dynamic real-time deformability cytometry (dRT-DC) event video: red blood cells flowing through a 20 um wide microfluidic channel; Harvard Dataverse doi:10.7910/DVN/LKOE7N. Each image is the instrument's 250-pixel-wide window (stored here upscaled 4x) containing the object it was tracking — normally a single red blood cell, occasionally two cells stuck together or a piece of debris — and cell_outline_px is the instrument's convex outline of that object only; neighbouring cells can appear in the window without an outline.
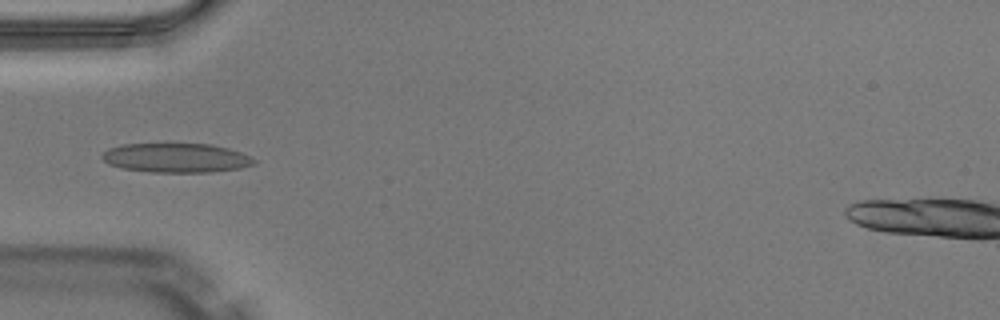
{"species": "Egyptian fruit bat (a non-hibernating species)", "species_latin": "Rousettus aegyptiacus", "temperature_condition": "warm", "stored_images_in_passage": 26, "camera_frame_rate_fps": 3000, "um_per_image_px": 0.085, "animal": {"sex": "male"}, "frame": {"image": 1, "passage_image": 1, "time_ms": 0.0, "image_size_px": [1000, 320], "cell_outline_px": [[256, 164], [240, 168], [208, 172], [152, 172], [124, 168], [108, 164], [100, 156], [108, 148], [120, 144], [212, 144], [228, 148], [240, 152], [256, 160]], "centroid_in_image_um": [14.96, 13.41], "position_along_channel_um": 70.0, "area_um2": 25.84}}
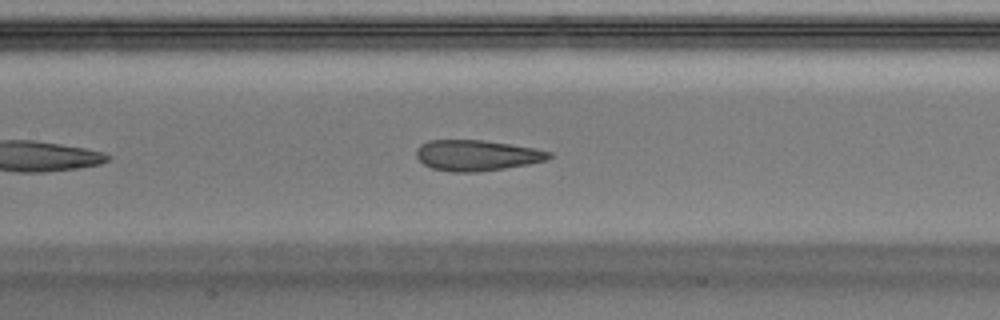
{"frame": {"image": 2, "passage_image": 8, "time_ms": 2.333, "image_size_px": [1000, 320], "cell_outline_px": [[556, 156], [548, 160], [528, 164], [504, 168], [476, 172], [452, 172], [432, 168], [424, 164], [416, 156], [416, 148], [420, 144], [428, 140], [484, 140], [536, 148], [552, 152]], "centroid_in_image_um": [40.56, 13.2], "position_along_channel_um": 166.8, "area_um2": 23.99}, "authors_computed_cell_mechanics": {"area_um2": 24.1315, "velocity_mm_per_s": 4.098, "shape_relaxation_time_tau1_ms": null, "shape_relaxation_time_tau2_ms": 1.0105, "deformation_change_tau1": null, "deformation_change_tau2": 0.0639}}